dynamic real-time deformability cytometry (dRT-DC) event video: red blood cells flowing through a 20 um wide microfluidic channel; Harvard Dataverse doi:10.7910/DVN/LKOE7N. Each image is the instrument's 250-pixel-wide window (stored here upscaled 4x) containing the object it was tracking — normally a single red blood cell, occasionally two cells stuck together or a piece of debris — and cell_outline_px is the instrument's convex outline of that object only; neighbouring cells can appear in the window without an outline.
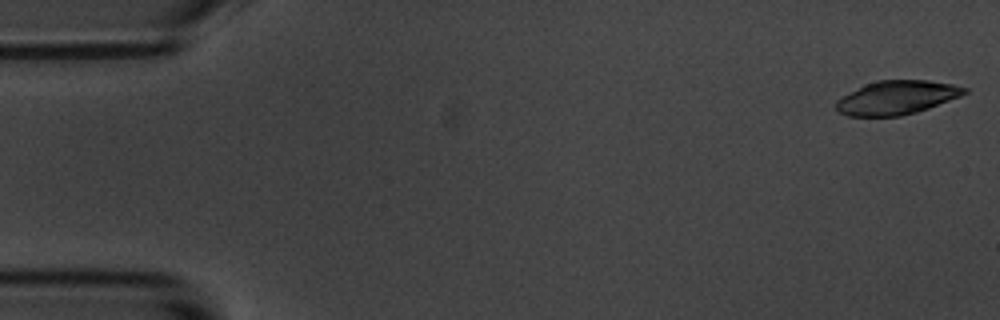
{"species": "common noctule bat (a hibernating species)", "species_latin": "Nyctalus noctula", "temperature_condition": "room temperature", "stored_images_in_passage": 54, "camera_frame_rate_fps": 3000, "um_per_image_px": 0.085, "animal": {"sex": "male", "body_mass_g": 20.1, "forearm_length_mm": 53.5}, "frame": {"image": 1, "passage_image": 1, "time_ms": 0.0, "image_size_px": [1000, 320], "cell_outline_px": [[968, 92], [960, 96], [928, 108], [916, 112], [900, 116], [848, 116], [840, 112], [836, 108], [836, 100], [864, 84], [876, 80], [928, 80], [952, 84], [968, 88]], "centroid_in_image_um": [76.22, 8.29], "position_along_channel_um": 8.8, "area_um2": 25.14}}
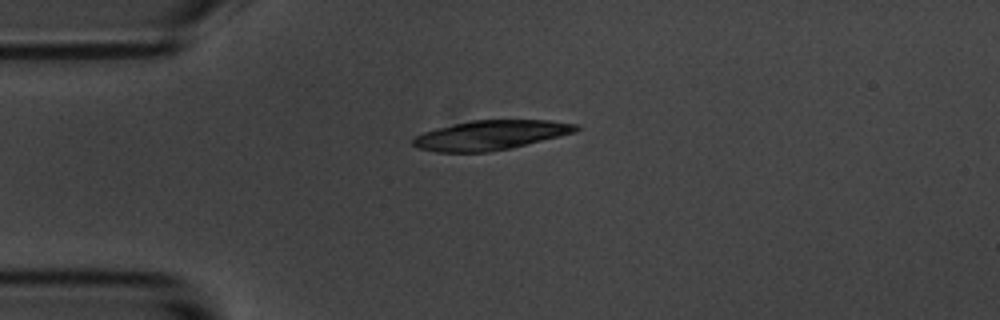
{"frame": {"image": 2, "passage_image": 13, "time_ms": 4.0, "image_size_px": [1000, 320], "cell_outline_px": [[580, 128], [576, 132], [512, 148], [488, 152], [436, 152], [416, 148], [412, 144], [412, 140], [416, 136], [424, 132], [436, 128], [472, 120], [548, 120], [580, 124]], "centroid_in_image_um": [41.72, 11.49], "position_along_channel_um": 43.3, "area_um2": 28.15}}